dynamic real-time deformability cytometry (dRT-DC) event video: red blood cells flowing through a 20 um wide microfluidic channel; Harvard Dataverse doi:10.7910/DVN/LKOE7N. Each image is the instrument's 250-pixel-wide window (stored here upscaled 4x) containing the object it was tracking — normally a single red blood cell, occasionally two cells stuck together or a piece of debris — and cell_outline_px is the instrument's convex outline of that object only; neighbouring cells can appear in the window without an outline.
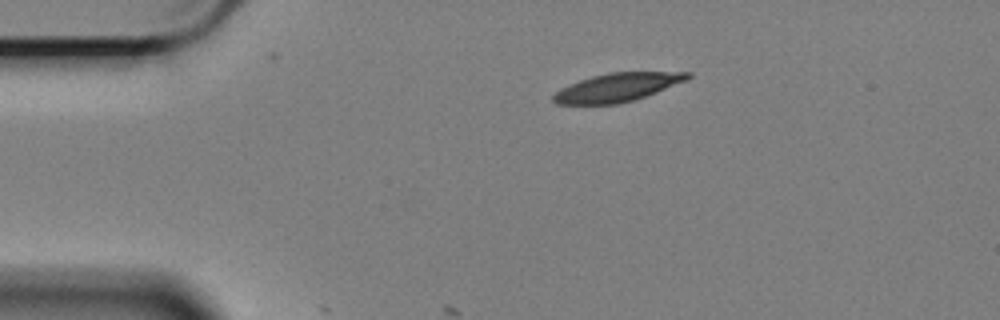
{"species": "Egyptian fruit bat (a non-hibernating species)", "species_latin": "Rousettus aegyptiacus", "temperature_condition": "cold", "stored_images_in_passage": 7, "camera_frame_rate_fps": 3000, "um_per_image_px": 0.085, "animal": {"sex": "female"}, "frame": {"image": 1, "passage_image": 1, "time_ms": 0.0, "image_size_px": [1000, 320], "cell_outline_px": [[692, 76], [688, 80], [636, 100], [616, 104], [556, 104], [552, 100], [552, 96], [560, 88], [568, 84], [592, 76], [608, 72], [692, 72]], "centroid_in_image_um": [52.48, 7.42], "position_along_channel_um": 32.5, "area_um2": 22.43}}